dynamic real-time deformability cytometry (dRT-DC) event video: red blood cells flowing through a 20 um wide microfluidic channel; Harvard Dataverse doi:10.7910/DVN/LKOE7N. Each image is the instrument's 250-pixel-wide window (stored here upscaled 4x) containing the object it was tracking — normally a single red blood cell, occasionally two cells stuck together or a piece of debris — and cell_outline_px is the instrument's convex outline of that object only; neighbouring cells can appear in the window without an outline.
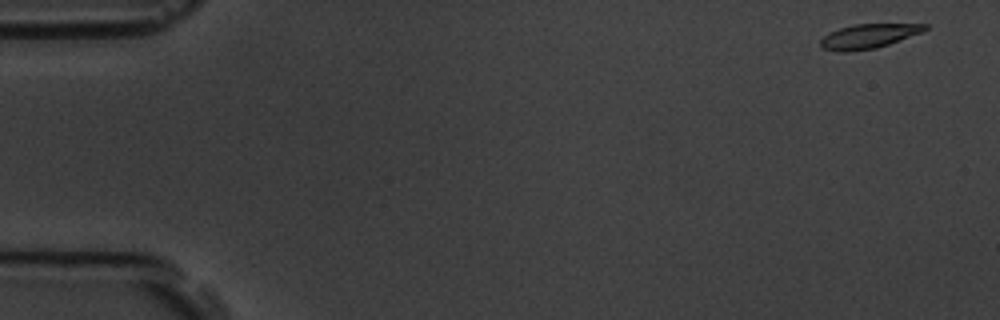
{"species": "common noctule bat (a hibernating species)", "species_latin": "Nyctalus noctula", "temperature_condition": "room temperature", "stored_images_in_passage": 57, "camera_frame_rate_fps": 3000, "um_per_image_px": 0.085, "animal": {"sex": "male", "body_mass_g": 19.5, "forearm_length_mm": 54.6}, "frame": {"image": 1, "passage_image": 1, "time_ms": 0.0, "image_size_px": [1000, 320], "cell_outline_px": [[928, 28], [920, 32], [888, 44], [876, 48], [848, 52], [840, 52], [820, 48], [820, 40], [828, 32], [852, 24], [928, 24]], "centroid_in_image_um": [73.74, 3.08], "position_along_channel_um": 11.3, "area_um2": 14.74}}
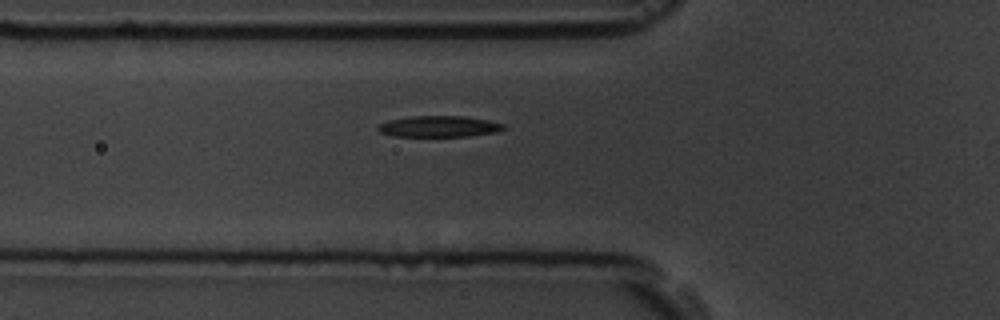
{"frame": {"image": 2, "passage_image": 19, "time_ms": 6.0, "image_size_px": [1000, 320], "cell_outline_px": [[508, 128], [496, 132], [468, 136], [392, 136], [380, 132], [376, 128], [380, 124], [388, 120], [412, 116], [464, 116], [488, 120], [504, 124]], "centroid_in_image_um": [37.33, 10.74], "position_along_channel_um": 88.5, "area_um2": 15.49}}
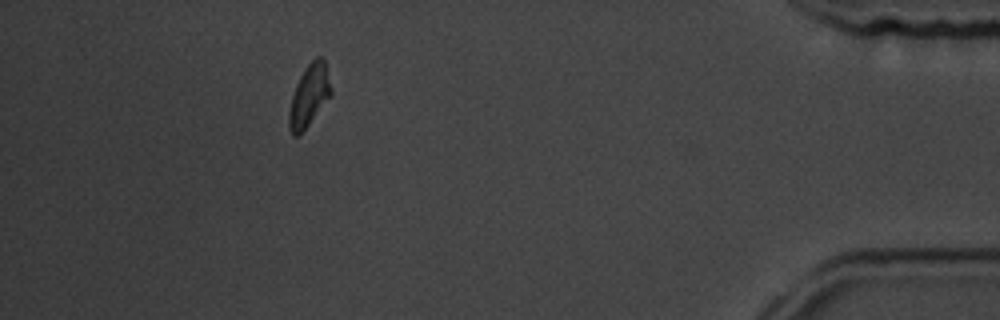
{"frame": {"image": 3, "passage_image": 51, "time_ms": 16.667, "image_size_px": [1000, 320], "cell_outline_px": [[332, 96], [300, 136], [292, 136], [288, 128], [288, 112], [292, 96], [296, 84], [304, 68], [316, 56], [320, 56], [324, 60], [332, 88]], "centroid_in_image_um": [26.28, 8.17], "position_along_channel_um": 408.9, "area_um2": 15.55}, "authors_computed_cell_mechanics": {"area_um2": 15.7794, "velocity_mm_per_s": 3.5167, "shape_relaxation_time_tau1_ms": 3.4171, "shape_relaxation_time_tau2_ms": 8.2385, "deformation_change_tau1": 0.1426, "deformation_change_tau2": 0.1471}}